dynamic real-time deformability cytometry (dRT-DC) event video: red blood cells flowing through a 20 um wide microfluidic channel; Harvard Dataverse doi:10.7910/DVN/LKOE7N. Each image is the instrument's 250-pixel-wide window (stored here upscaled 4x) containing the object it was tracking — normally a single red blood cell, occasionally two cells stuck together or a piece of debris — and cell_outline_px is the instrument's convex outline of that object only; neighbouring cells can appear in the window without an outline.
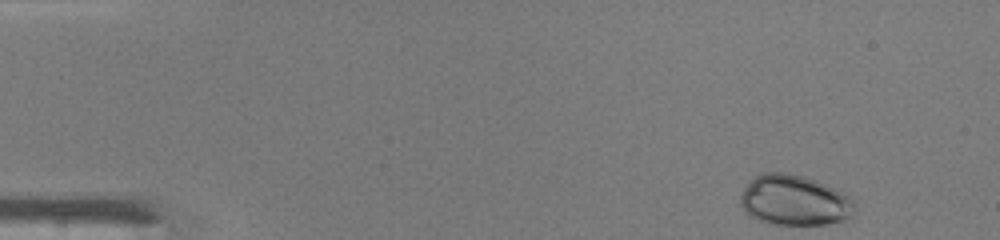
{"species": "common noctule bat (a hibernating species)", "species_latin": "Nyctalus noctula", "temperature_condition": "warm", "stored_images_in_passage": 45, "camera_frame_rate_fps": 3000, "um_per_image_px": 0.085, "animal": {"sex": "male", "body_mass_g": 19.0, "forearm_length_mm": 50.8}, "frame": {"image": 1, "passage_image": 1, "time_ms": 0.0, "image_size_px": [1000, 240], "cell_outline_px": [[852, 216], [844, 220], [828, 224], [768, 224], [756, 220], [748, 216], [744, 212], [740, 204], [740, 196], [744, 188], [760, 172], [788, 172], [804, 176], [816, 180], [848, 196], [852, 200]], "centroid_in_image_um": [67.45, 17.03], "position_along_channel_um": 17.6, "area_um2": 33.52}}
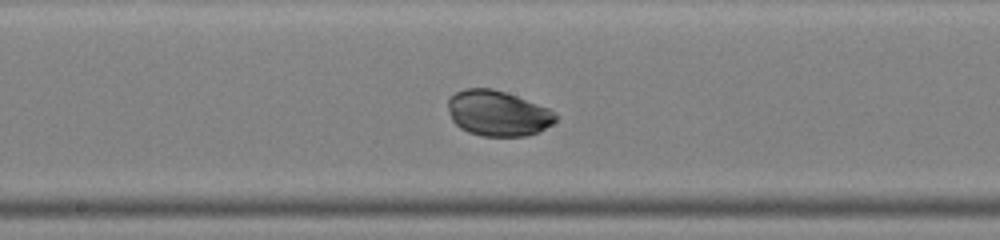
{"frame": {"image": 2, "passage_image": 22, "time_ms": 7.0, "image_size_px": [1000, 240], "cell_outline_px": [[556, 120], [552, 124], [540, 132], [528, 136], [484, 136], [468, 132], [460, 128], [452, 120], [448, 108], [448, 100], [456, 92], [464, 88], [492, 88], [516, 96], [548, 108], [556, 112]], "centroid_in_image_um": [42.32, 9.64], "position_along_channel_um": 205.9, "area_um2": 28.5}}
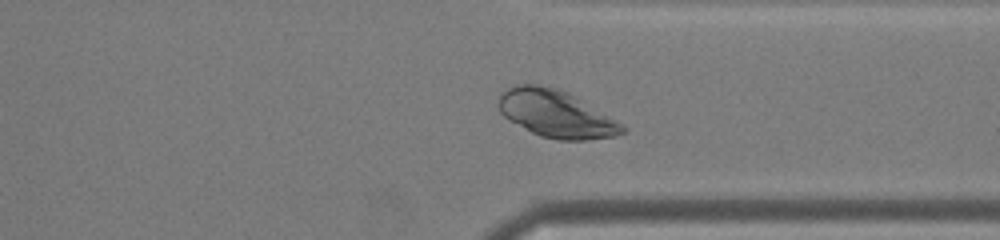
{"frame": {"image": 3, "passage_image": 33, "time_ms": 10.667, "image_size_px": [1000, 240], "cell_outline_px": [[628, 128], [624, 132], [616, 136], [584, 140], [556, 140], [540, 136], [508, 120], [500, 112], [496, 104], [500, 92], [516, 84], [536, 84], [556, 88], [568, 92], [624, 124]], "centroid_in_image_um": [47.24, 9.67], "position_along_channel_um": 364.2, "area_um2": 34.39}}